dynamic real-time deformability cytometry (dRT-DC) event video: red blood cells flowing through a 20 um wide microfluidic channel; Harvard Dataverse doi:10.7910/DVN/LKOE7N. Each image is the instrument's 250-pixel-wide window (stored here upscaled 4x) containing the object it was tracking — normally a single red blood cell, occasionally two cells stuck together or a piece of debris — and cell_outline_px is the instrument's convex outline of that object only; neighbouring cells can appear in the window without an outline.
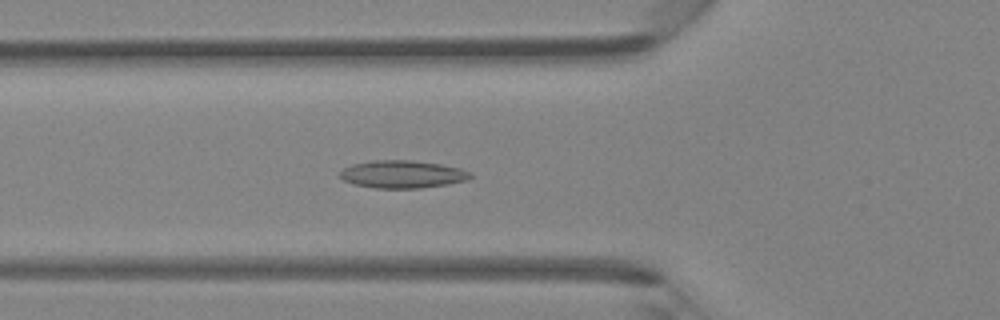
{"species": "Egyptian fruit bat (a non-hibernating species)", "species_latin": "Rousettus aegyptiacus", "temperature_condition": "room temperature", "stored_images_in_passage": 46, "camera_frame_rate_fps": 3000, "um_per_image_px": 0.085, "animal": {"sex": "female"}, "frame": {"image": 1, "passage_image": 17, "time_ms": 5.333, "image_size_px": [1000, 320], "cell_outline_px": [[472, 176], [468, 180], [448, 184], [420, 188], [376, 188], [352, 184], [344, 180], [340, 176], [340, 172], [344, 168], [352, 164], [372, 160], [412, 160], [440, 164], [460, 168], [472, 172]], "centroid_in_image_um": [34.22, 14.81], "position_along_channel_um": 91.6, "area_um2": 21.1}}
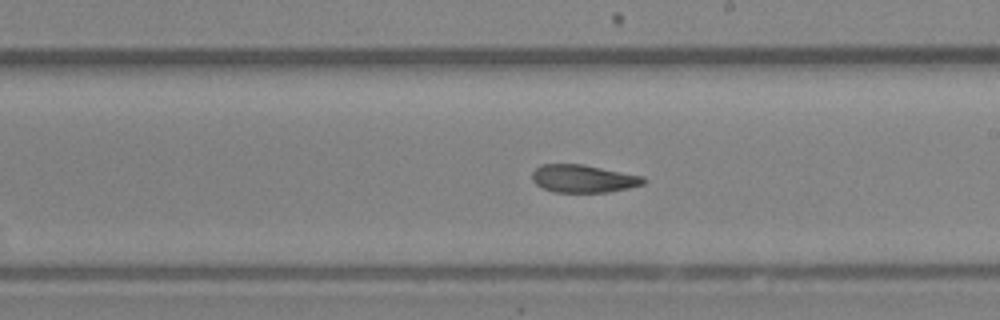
{"frame": {"image": 2, "passage_image": 27, "time_ms": 8.667, "image_size_px": [1000, 320], "cell_outline_px": [[644, 184], [628, 188], [608, 192], [556, 192], [544, 188], [536, 184], [532, 180], [532, 172], [540, 164], [584, 164], [644, 176]], "centroid_in_image_um": [49.58, 15.17], "position_along_channel_um": 239.4, "area_um2": 18.03}}
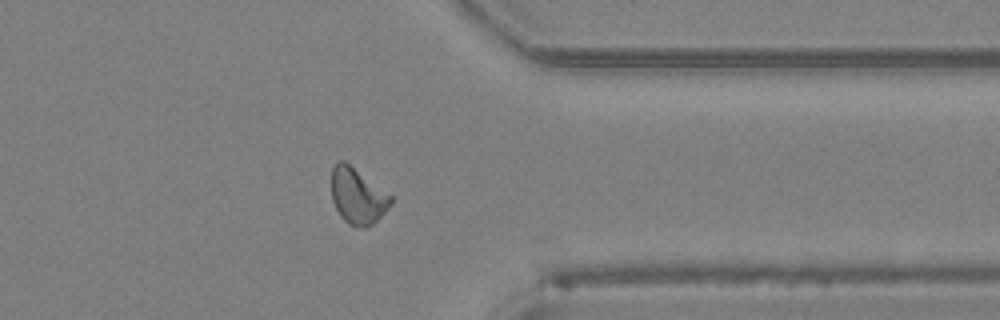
{"frame": {"image": 3, "passage_image": 37, "time_ms": 12.0, "image_size_px": [1000, 320], "cell_outline_px": [[392, 200], [388, 208], [372, 224], [364, 228], [348, 224], [340, 216], [332, 200], [332, 168], [336, 160], [344, 160], [392, 196]], "centroid_in_image_um": [30.37, 16.65], "position_along_channel_um": 381.0, "area_um2": 19.07}}